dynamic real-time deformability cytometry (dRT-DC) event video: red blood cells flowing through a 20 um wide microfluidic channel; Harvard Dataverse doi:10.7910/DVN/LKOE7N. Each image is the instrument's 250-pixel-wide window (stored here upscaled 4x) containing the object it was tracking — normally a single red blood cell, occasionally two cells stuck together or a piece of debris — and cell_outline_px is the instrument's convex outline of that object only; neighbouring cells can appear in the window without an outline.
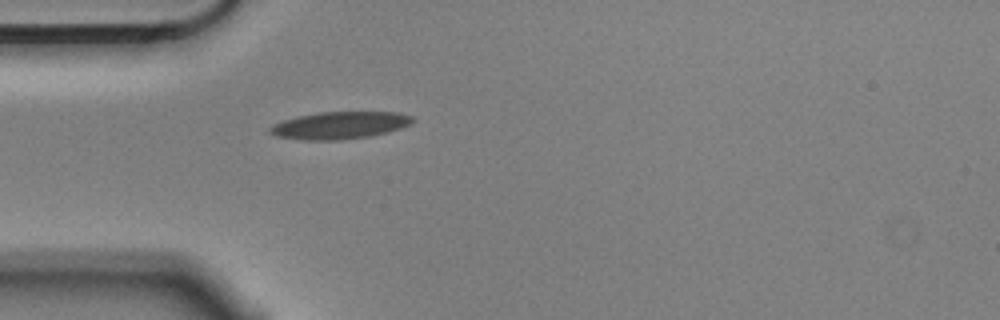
{"species": "Egyptian fruit bat (a non-hibernating species)", "species_latin": "Rousettus aegyptiacus", "temperature_condition": "cold", "stored_images_in_passage": 3, "camera_frame_rate_fps": 3000, "um_per_image_px": 0.085, "animal": {"sex": "male"}, "frame": {"image": 1, "passage_image": 3, "time_ms": 0.667, "image_size_px": [1000, 320], "cell_outline_px": [[416, 120], [400, 128], [388, 132], [372, 136], [340, 140], [304, 140], [276, 136], [268, 132], [268, 128], [284, 120], [296, 116], [316, 112], [400, 112], [412, 116]], "centroid_in_image_um": [28.88, 10.65], "position_along_channel_um": 56.1, "area_um2": 22.77}}